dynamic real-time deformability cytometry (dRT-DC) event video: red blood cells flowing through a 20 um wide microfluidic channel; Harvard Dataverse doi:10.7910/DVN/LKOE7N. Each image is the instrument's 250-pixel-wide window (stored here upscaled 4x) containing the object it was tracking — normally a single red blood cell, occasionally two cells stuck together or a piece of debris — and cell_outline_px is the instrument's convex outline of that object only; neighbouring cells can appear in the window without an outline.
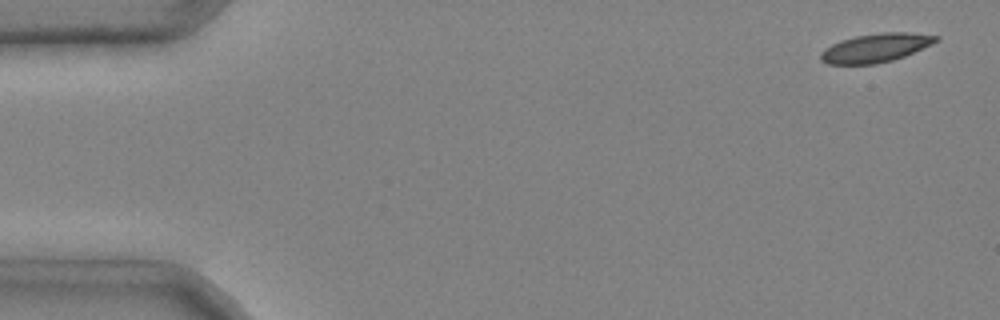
{"species": "common noctule bat (a hibernating species)", "species_latin": "Nyctalus noctula", "temperature_condition": "cold", "stored_images_in_passage": 4, "camera_frame_rate_fps": 3000, "um_per_image_px": 0.085, "animal": {"sex": "male", "body_mass_g": 20.4}, "frame": {"image": 1, "passage_image": 1, "time_ms": 0.0, "image_size_px": [1000, 320], "cell_outline_px": [[940, 40], [932, 44], [904, 56], [892, 60], [876, 64], [828, 64], [820, 60], [820, 52], [824, 48], [840, 40], [856, 36], [884, 32], [904, 32], [940, 36]], "centroid_in_image_um": [74.41, 4.07], "position_along_channel_um": 10.6, "area_um2": 19.25}}